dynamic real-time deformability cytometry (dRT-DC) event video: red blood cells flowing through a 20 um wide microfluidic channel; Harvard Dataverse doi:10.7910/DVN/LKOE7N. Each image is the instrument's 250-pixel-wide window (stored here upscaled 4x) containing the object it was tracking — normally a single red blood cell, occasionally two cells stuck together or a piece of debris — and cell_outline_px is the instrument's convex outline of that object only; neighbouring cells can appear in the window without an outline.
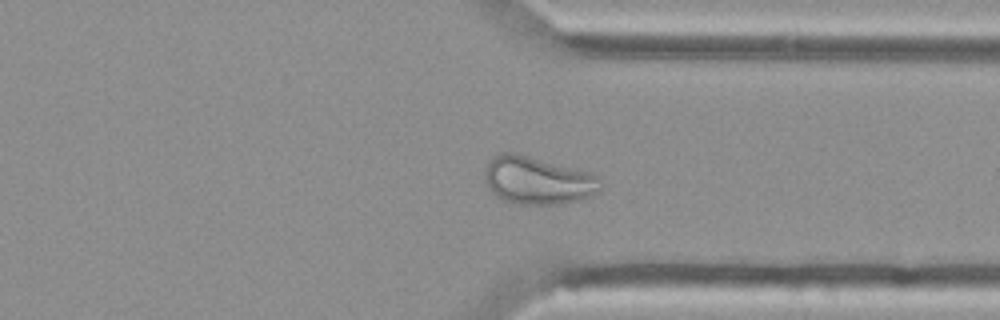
{"species": "Egyptian fruit bat (a non-hibernating species)", "species_latin": "Rousettus aegyptiacus", "temperature_condition": "cold", "stored_images_in_passage": 46, "camera_frame_rate_fps": 3000, "um_per_image_px": 0.085, "animal": {"sex": "female"}, "frame": {"image": 1, "passage_image": 33, "time_ms": 10.667, "image_size_px": [1000, 320], "cell_outline_px": [[600, 188], [592, 196], [560, 204], [520, 204], [504, 200], [492, 192], [488, 188], [484, 176], [484, 172], [488, 164], [500, 152], [516, 152], [592, 172], [600, 176]], "centroid_in_image_um": [45.73, 15.32], "position_along_channel_um": 365.7, "area_um2": 32.25}}